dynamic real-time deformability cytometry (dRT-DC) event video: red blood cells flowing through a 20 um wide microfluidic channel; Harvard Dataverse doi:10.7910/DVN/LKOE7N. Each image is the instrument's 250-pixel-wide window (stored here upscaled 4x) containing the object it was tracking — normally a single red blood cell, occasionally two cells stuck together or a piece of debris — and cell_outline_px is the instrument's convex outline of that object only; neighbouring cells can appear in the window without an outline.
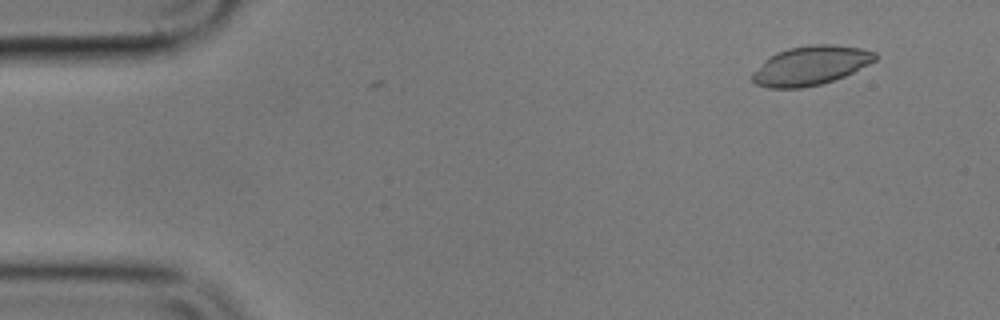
{"species": "common noctule bat (a hibernating species)", "species_latin": "Nyctalus noctula", "temperature_condition": "cold", "stored_images_in_passage": 4, "camera_frame_rate_fps": 3000, "um_per_image_px": 0.085, "animal": {"sex": "male", "body_mass_g": 17.9}, "frame": {"image": 1, "passage_image": 4, "time_ms": 1.0, "image_size_px": [1000, 320], "cell_outline_px": [[880, 56], [876, 60], [844, 76], [820, 84], [800, 88], [768, 88], [756, 84], [752, 80], [752, 72], [768, 56], [776, 52], [788, 48], [812, 44], [836, 44], [860, 48], [876, 52]], "centroid_in_image_um": [68.89, 5.56], "position_along_channel_um": 16.1, "area_um2": 28.09}}